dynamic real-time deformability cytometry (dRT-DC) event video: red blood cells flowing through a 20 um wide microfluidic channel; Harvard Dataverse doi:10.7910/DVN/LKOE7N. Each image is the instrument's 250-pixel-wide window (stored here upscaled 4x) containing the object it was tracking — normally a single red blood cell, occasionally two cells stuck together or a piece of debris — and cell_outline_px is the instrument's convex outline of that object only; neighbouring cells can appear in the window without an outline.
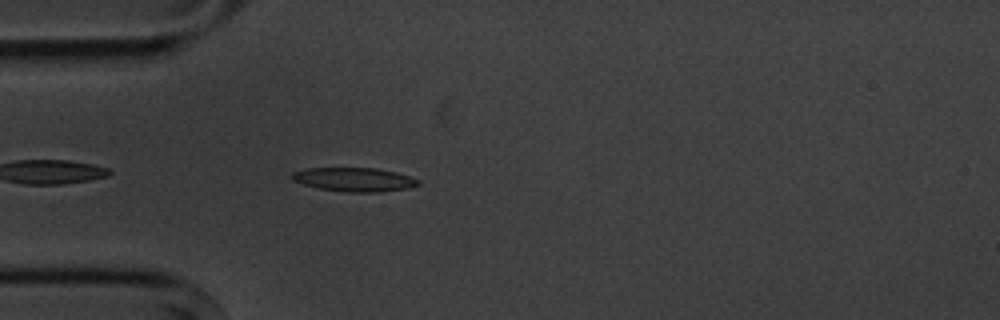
{"species": "common noctule bat (a hibernating species)", "species_latin": "Nyctalus noctula", "temperature_condition": "cold", "stored_images_in_passage": 4, "camera_frame_rate_fps": 3000, "um_per_image_px": 0.085, "animal": {"sex": "male", "body_mass_g": 20.1, "forearm_length_mm": 53.5}, "frame": {"image": 1, "passage_image": 4, "time_ms": 3.667, "image_size_px": [1000, 320], "cell_outline_px": [[420, 184], [408, 188], [380, 192], [348, 192], [320, 188], [304, 184], [292, 180], [288, 176], [292, 172], [308, 168], [376, 168], [396, 172], [420, 180]], "centroid_in_image_um": [30.1, 15.25], "position_along_channel_um": 54.9, "area_um2": 17.51}}